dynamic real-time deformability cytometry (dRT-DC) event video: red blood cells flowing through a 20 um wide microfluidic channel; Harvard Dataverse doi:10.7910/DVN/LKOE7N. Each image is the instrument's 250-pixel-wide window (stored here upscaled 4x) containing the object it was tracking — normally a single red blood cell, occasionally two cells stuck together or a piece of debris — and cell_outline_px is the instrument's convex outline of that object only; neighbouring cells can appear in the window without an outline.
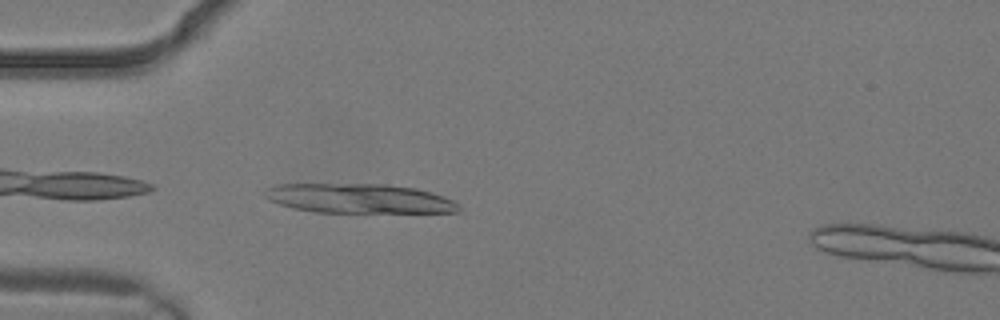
{"species": "common noctule bat (a hibernating species)", "species_latin": "Nyctalus noctula", "temperature_condition": "warm", "stored_images_in_passage": 4, "camera_frame_rate_fps": 3000, "um_per_image_px": 0.085, "animal": {"sex": "male", "body_mass_g": 19.2, "forearm_length_mm": 51.8}, "frame": {"image": 1, "passage_image": 3, "time_ms": 0.667, "image_size_px": [1000, 320], "cell_outline_px": [[460, 212], [316, 212], [292, 208], [268, 200], [264, 196], [264, 188], [276, 184], [384, 184], [416, 188], [432, 192], [444, 196], [452, 200], [460, 208]], "centroid_in_image_um": [30.48, 16.86], "position_along_channel_um": 54.5, "area_um2": 33.35}}